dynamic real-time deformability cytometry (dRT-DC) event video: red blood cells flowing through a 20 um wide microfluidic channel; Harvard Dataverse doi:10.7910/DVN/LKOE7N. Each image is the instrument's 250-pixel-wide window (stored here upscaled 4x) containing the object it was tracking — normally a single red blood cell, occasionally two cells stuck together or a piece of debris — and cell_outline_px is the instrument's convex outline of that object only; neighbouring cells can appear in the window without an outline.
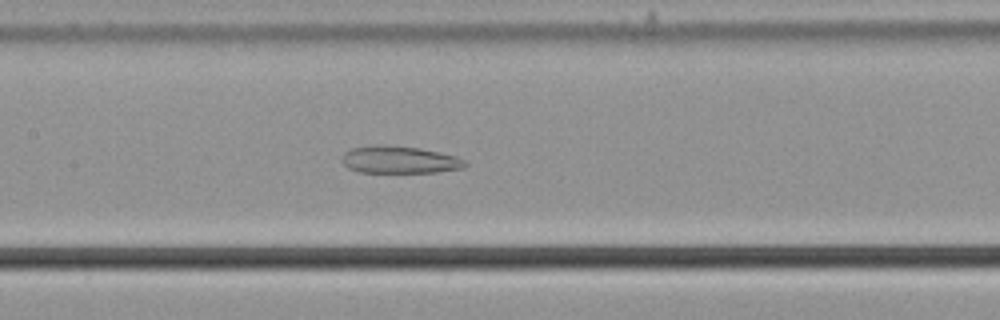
{"species": "common noctule bat (a hibernating species)", "species_latin": "Nyctalus noctula", "temperature_condition": "cold", "stored_images_in_passage": 57, "camera_frame_rate_fps": 3000, "um_per_image_px": 0.085, "animal": {"sex": "male", "body_mass_g": 21.5, "forearm_length_mm": 52.0}, "frame": {"image": 1, "passage_image": 28, "time_ms": 9.0, "image_size_px": [1000, 320], "cell_outline_px": [[468, 164], [464, 168], [436, 172], [360, 172], [348, 168], [340, 160], [344, 152], [352, 148], [384, 144], [420, 148], [456, 156], [464, 160]], "centroid_in_image_um": [33.95, 13.58], "position_along_channel_um": 173.5, "area_um2": 19.59}}
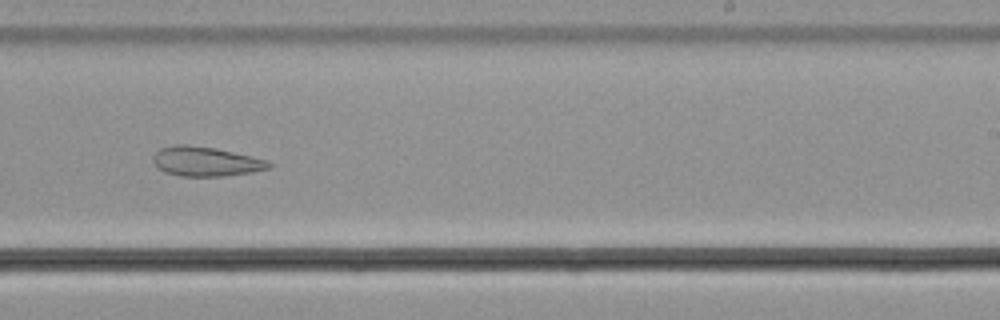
{"frame": {"image": 2, "passage_image": 36, "time_ms": 11.667, "image_size_px": [1000, 320], "cell_outline_px": [[272, 168], [252, 172], [224, 176], [180, 176], [164, 172], [156, 168], [152, 160], [156, 152], [160, 148], [176, 144], [184, 144], [216, 148], [268, 160], [272, 164]], "centroid_in_image_um": [17.48, 13.73], "position_along_channel_um": 271.5, "area_um2": 20.06}}
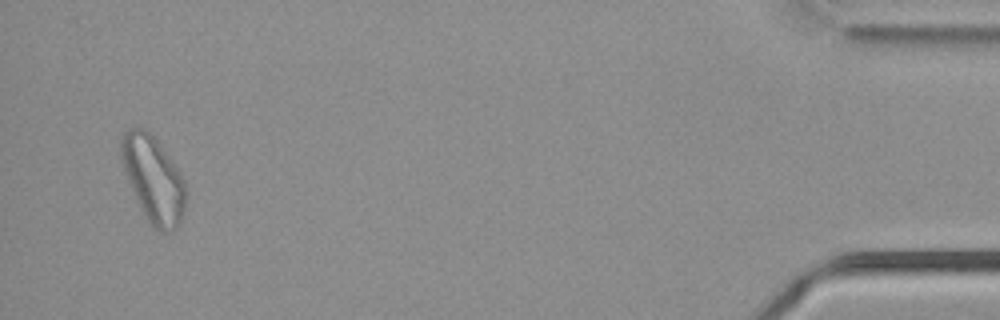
{"frame": {"image": 3, "passage_image": 55, "time_ms": 18.0, "image_size_px": [1000, 320], "cell_outline_px": [[184, 212], [180, 224], [172, 232], [160, 232], [152, 228], [144, 216], [136, 200], [128, 180], [120, 156], [120, 140], [124, 132], [132, 128], [144, 128], [152, 132], [180, 172], [184, 180]], "centroid_in_image_um": [13.02, 15.24], "position_along_channel_um": 422.2, "area_um2": 32.54}, "authors_computed_cell_mechanics": {"area_um2": 28.4954, "velocity_mm_per_s": 3.688, "shape_relaxation_time_tau1_ms": null, "shape_relaxation_time_tau2_ms": 5.1244, "deformation_change_tau1": null, "deformation_change_tau2": 0.1246}}